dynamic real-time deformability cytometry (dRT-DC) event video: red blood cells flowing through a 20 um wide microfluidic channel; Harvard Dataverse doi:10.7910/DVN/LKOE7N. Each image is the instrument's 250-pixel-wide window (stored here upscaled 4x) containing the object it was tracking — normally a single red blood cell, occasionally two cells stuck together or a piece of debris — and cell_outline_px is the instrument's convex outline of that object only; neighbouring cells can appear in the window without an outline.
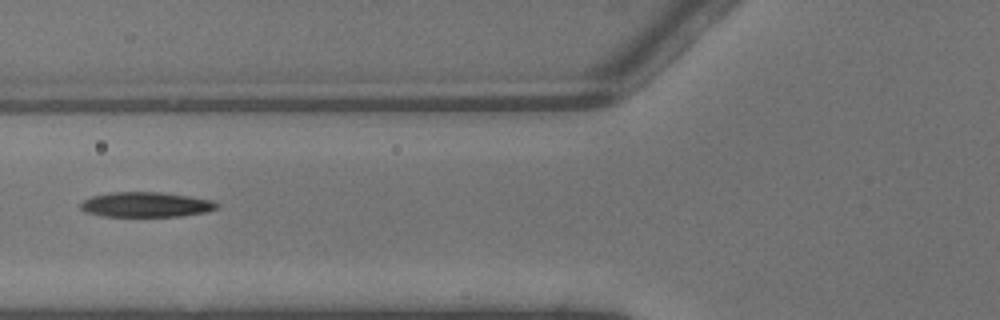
{"species": "common noctule bat (a hibernating species)", "species_latin": "Nyctalus noctula", "temperature_condition": "warm", "stored_images_in_passage": 5, "camera_frame_rate_fps": 3000, "um_per_image_px": 0.085, "animal": {"sex": "male", "body_mass_g": 13.3}, "frame": {"image": 1, "passage_image": 5, "time_ms": 1.333, "image_size_px": [1000, 320], "cell_outline_px": [[220, 208], [208, 212], [180, 216], [100, 216], [84, 212], [80, 208], [80, 204], [84, 200], [92, 196], [108, 192], [160, 192], [188, 196], [212, 200], [220, 204]], "centroid_in_image_um": [12.42, 17.39], "position_along_channel_um": 113.4, "area_um2": 20.06}}